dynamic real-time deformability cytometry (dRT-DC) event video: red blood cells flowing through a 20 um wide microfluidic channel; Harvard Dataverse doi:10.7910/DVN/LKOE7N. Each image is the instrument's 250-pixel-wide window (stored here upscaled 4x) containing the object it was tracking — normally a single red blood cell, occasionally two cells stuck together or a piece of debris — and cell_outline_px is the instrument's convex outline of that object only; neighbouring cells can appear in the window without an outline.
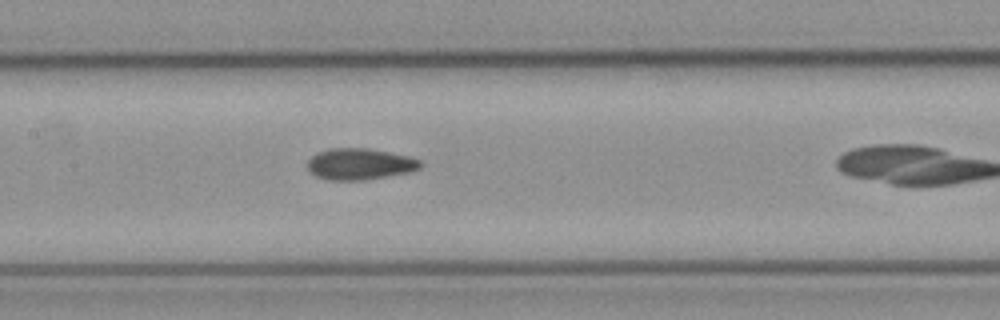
{"species": "common noctule bat (a hibernating species)", "species_latin": "Nyctalus noctula", "temperature_condition": "cold", "stored_images_in_passage": 12, "camera_frame_rate_fps": 3000, "um_per_image_px": 0.085, "animal": {"sex": "female", "body_mass_g": 21.9}, "frame": {"image": 1, "passage_image": 9, "time_ms": 2.667, "image_size_px": [1000, 320], "cell_outline_px": [[424, 164], [420, 168], [408, 172], [364, 180], [328, 180], [316, 176], [308, 168], [308, 160], [316, 152], [328, 148], [368, 148], [408, 156], [420, 160]], "centroid_in_image_um": [30.57, 13.93], "position_along_channel_um": 176.8, "area_um2": 20.58}}